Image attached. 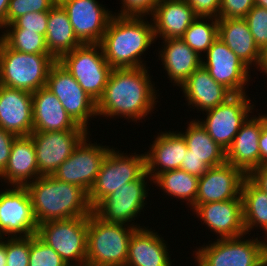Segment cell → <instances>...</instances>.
<instances>
[{
    "mask_svg": "<svg viewBox=\"0 0 267 266\" xmlns=\"http://www.w3.org/2000/svg\"><path fill=\"white\" fill-rule=\"evenodd\" d=\"M28 266H68L60 255L37 235L30 237Z\"/></svg>",
    "mask_w": 267,
    "mask_h": 266,
    "instance_id": "cell-36",
    "label": "cell"
},
{
    "mask_svg": "<svg viewBox=\"0 0 267 266\" xmlns=\"http://www.w3.org/2000/svg\"><path fill=\"white\" fill-rule=\"evenodd\" d=\"M88 133V130L32 132L29 136L36 151L38 172L42 176L53 175Z\"/></svg>",
    "mask_w": 267,
    "mask_h": 266,
    "instance_id": "cell-16",
    "label": "cell"
},
{
    "mask_svg": "<svg viewBox=\"0 0 267 266\" xmlns=\"http://www.w3.org/2000/svg\"><path fill=\"white\" fill-rule=\"evenodd\" d=\"M193 212L208 231L219 235L217 238H235L246 235L243 223L242 198L227 201L208 202L198 205Z\"/></svg>",
    "mask_w": 267,
    "mask_h": 266,
    "instance_id": "cell-19",
    "label": "cell"
},
{
    "mask_svg": "<svg viewBox=\"0 0 267 266\" xmlns=\"http://www.w3.org/2000/svg\"><path fill=\"white\" fill-rule=\"evenodd\" d=\"M57 60L51 54L23 53L0 45V85L33 93L46 87L51 67Z\"/></svg>",
    "mask_w": 267,
    "mask_h": 266,
    "instance_id": "cell-5",
    "label": "cell"
},
{
    "mask_svg": "<svg viewBox=\"0 0 267 266\" xmlns=\"http://www.w3.org/2000/svg\"><path fill=\"white\" fill-rule=\"evenodd\" d=\"M6 240L4 238H0V266H6Z\"/></svg>",
    "mask_w": 267,
    "mask_h": 266,
    "instance_id": "cell-49",
    "label": "cell"
},
{
    "mask_svg": "<svg viewBox=\"0 0 267 266\" xmlns=\"http://www.w3.org/2000/svg\"><path fill=\"white\" fill-rule=\"evenodd\" d=\"M207 20L211 22L208 23ZM218 37V18L197 17L181 39L200 56H203L202 53L205 54Z\"/></svg>",
    "mask_w": 267,
    "mask_h": 266,
    "instance_id": "cell-34",
    "label": "cell"
},
{
    "mask_svg": "<svg viewBox=\"0 0 267 266\" xmlns=\"http://www.w3.org/2000/svg\"><path fill=\"white\" fill-rule=\"evenodd\" d=\"M46 88L58 98L70 117L88 130L89 119L97 117V102L58 61L49 71Z\"/></svg>",
    "mask_w": 267,
    "mask_h": 266,
    "instance_id": "cell-11",
    "label": "cell"
},
{
    "mask_svg": "<svg viewBox=\"0 0 267 266\" xmlns=\"http://www.w3.org/2000/svg\"><path fill=\"white\" fill-rule=\"evenodd\" d=\"M122 8L117 16L146 17L153 14L156 6L162 0H120Z\"/></svg>",
    "mask_w": 267,
    "mask_h": 266,
    "instance_id": "cell-41",
    "label": "cell"
},
{
    "mask_svg": "<svg viewBox=\"0 0 267 266\" xmlns=\"http://www.w3.org/2000/svg\"><path fill=\"white\" fill-rule=\"evenodd\" d=\"M0 191V238L31 237L37 234L29 193L25 187L10 186Z\"/></svg>",
    "mask_w": 267,
    "mask_h": 266,
    "instance_id": "cell-14",
    "label": "cell"
},
{
    "mask_svg": "<svg viewBox=\"0 0 267 266\" xmlns=\"http://www.w3.org/2000/svg\"><path fill=\"white\" fill-rule=\"evenodd\" d=\"M149 68L112 69L102 97L97 101V116L131 121L145 119L158 102ZM157 95V96H156Z\"/></svg>",
    "mask_w": 267,
    "mask_h": 266,
    "instance_id": "cell-1",
    "label": "cell"
},
{
    "mask_svg": "<svg viewBox=\"0 0 267 266\" xmlns=\"http://www.w3.org/2000/svg\"><path fill=\"white\" fill-rule=\"evenodd\" d=\"M241 198L246 234L255 227L263 228L267 240V193L246 176L241 186Z\"/></svg>",
    "mask_w": 267,
    "mask_h": 266,
    "instance_id": "cell-32",
    "label": "cell"
},
{
    "mask_svg": "<svg viewBox=\"0 0 267 266\" xmlns=\"http://www.w3.org/2000/svg\"><path fill=\"white\" fill-rule=\"evenodd\" d=\"M49 12L27 13L15 19L11 24L5 25V29H25L35 31L45 37L47 32Z\"/></svg>",
    "mask_w": 267,
    "mask_h": 266,
    "instance_id": "cell-40",
    "label": "cell"
},
{
    "mask_svg": "<svg viewBox=\"0 0 267 266\" xmlns=\"http://www.w3.org/2000/svg\"><path fill=\"white\" fill-rule=\"evenodd\" d=\"M258 71L262 70L261 72L265 73L267 76V49H263L261 53V61L258 67Z\"/></svg>",
    "mask_w": 267,
    "mask_h": 266,
    "instance_id": "cell-50",
    "label": "cell"
},
{
    "mask_svg": "<svg viewBox=\"0 0 267 266\" xmlns=\"http://www.w3.org/2000/svg\"><path fill=\"white\" fill-rule=\"evenodd\" d=\"M257 44L263 50L267 47V8L254 5L244 18Z\"/></svg>",
    "mask_w": 267,
    "mask_h": 266,
    "instance_id": "cell-38",
    "label": "cell"
},
{
    "mask_svg": "<svg viewBox=\"0 0 267 266\" xmlns=\"http://www.w3.org/2000/svg\"><path fill=\"white\" fill-rule=\"evenodd\" d=\"M25 188L38 224L92 213L88 194L80 186L61 182L52 175L40 176Z\"/></svg>",
    "mask_w": 267,
    "mask_h": 266,
    "instance_id": "cell-3",
    "label": "cell"
},
{
    "mask_svg": "<svg viewBox=\"0 0 267 266\" xmlns=\"http://www.w3.org/2000/svg\"><path fill=\"white\" fill-rule=\"evenodd\" d=\"M155 186L162 188L166 195L187 201L189 207L196 201L199 177L176 169L168 170L157 175L153 180Z\"/></svg>",
    "mask_w": 267,
    "mask_h": 266,
    "instance_id": "cell-33",
    "label": "cell"
},
{
    "mask_svg": "<svg viewBox=\"0 0 267 266\" xmlns=\"http://www.w3.org/2000/svg\"><path fill=\"white\" fill-rule=\"evenodd\" d=\"M45 41L49 53L56 60L83 44L75 35L67 12L59 3L49 10Z\"/></svg>",
    "mask_w": 267,
    "mask_h": 266,
    "instance_id": "cell-30",
    "label": "cell"
},
{
    "mask_svg": "<svg viewBox=\"0 0 267 266\" xmlns=\"http://www.w3.org/2000/svg\"><path fill=\"white\" fill-rule=\"evenodd\" d=\"M18 136L0 128V174L5 170L14 140Z\"/></svg>",
    "mask_w": 267,
    "mask_h": 266,
    "instance_id": "cell-44",
    "label": "cell"
},
{
    "mask_svg": "<svg viewBox=\"0 0 267 266\" xmlns=\"http://www.w3.org/2000/svg\"><path fill=\"white\" fill-rule=\"evenodd\" d=\"M255 5L267 8V0H255Z\"/></svg>",
    "mask_w": 267,
    "mask_h": 266,
    "instance_id": "cell-51",
    "label": "cell"
},
{
    "mask_svg": "<svg viewBox=\"0 0 267 266\" xmlns=\"http://www.w3.org/2000/svg\"><path fill=\"white\" fill-rule=\"evenodd\" d=\"M40 176L42 175L38 172L32 138L18 136L13 142L7 166L0 174V180L12 187H25Z\"/></svg>",
    "mask_w": 267,
    "mask_h": 266,
    "instance_id": "cell-26",
    "label": "cell"
},
{
    "mask_svg": "<svg viewBox=\"0 0 267 266\" xmlns=\"http://www.w3.org/2000/svg\"><path fill=\"white\" fill-rule=\"evenodd\" d=\"M209 168L210 167L206 163L202 162L199 158L192 156L189 150H187L184 161L181 162L180 167L181 170H184L197 177H202Z\"/></svg>",
    "mask_w": 267,
    "mask_h": 266,
    "instance_id": "cell-45",
    "label": "cell"
},
{
    "mask_svg": "<svg viewBox=\"0 0 267 266\" xmlns=\"http://www.w3.org/2000/svg\"><path fill=\"white\" fill-rule=\"evenodd\" d=\"M109 150V146L91 143L88 133L52 176L61 182L80 186L88 194Z\"/></svg>",
    "mask_w": 267,
    "mask_h": 266,
    "instance_id": "cell-13",
    "label": "cell"
},
{
    "mask_svg": "<svg viewBox=\"0 0 267 266\" xmlns=\"http://www.w3.org/2000/svg\"><path fill=\"white\" fill-rule=\"evenodd\" d=\"M67 12L77 38L83 43H100L113 17L97 0H58Z\"/></svg>",
    "mask_w": 267,
    "mask_h": 266,
    "instance_id": "cell-17",
    "label": "cell"
},
{
    "mask_svg": "<svg viewBox=\"0 0 267 266\" xmlns=\"http://www.w3.org/2000/svg\"><path fill=\"white\" fill-rule=\"evenodd\" d=\"M36 235L56 251L68 266L86 264L88 217L39 224Z\"/></svg>",
    "mask_w": 267,
    "mask_h": 266,
    "instance_id": "cell-8",
    "label": "cell"
},
{
    "mask_svg": "<svg viewBox=\"0 0 267 266\" xmlns=\"http://www.w3.org/2000/svg\"><path fill=\"white\" fill-rule=\"evenodd\" d=\"M57 61L94 101L102 97L113 68L106 61L99 43L82 44Z\"/></svg>",
    "mask_w": 267,
    "mask_h": 266,
    "instance_id": "cell-7",
    "label": "cell"
},
{
    "mask_svg": "<svg viewBox=\"0 0 267 266\" xmlns=\"http://www.w3.org/2000/svg\"><path fill=\"white\" fill-rule=\"evenodd\" d=\"M257 115L247 118L226 150V162L239 168L246 176L260 166L261 115Z\"/></svg>",
    "mask_w": 267,
    "mask_h": 266,
    "instance_id": "cell-21",
    "label": "cell"
},
{
    "mask_svg": "<svg viewBox=\"0 0 267 266\" xmlns=\"http://www.w3.org/2000/svg\"><path fill=\"white\" fill-rule=\"evenodd\" d=\"M216 239L193 251L197 266H263L267 258V240L246 238Z\"/></svg>",
    "mask_w": 267,
    "mask_h": 266,
    "instance_id": "cell-6",
    "label": "cell"
},
{
    "mask_svg": "<svg viewBox=\"0 0 267 266\" xmlns=\"http://www.w3.org/2000/svg\"><path fill=\"white\" fill-rule=\"evenodd\" d=\"M0 29L2 30L1 27H0ZM1 42H2V35L0 36V45H1Z\"/></svg>",
    "mask_w": 267,
    "mask_h": 266,
    "instance_id": "cell-53",
    "label": "cell"
},
{
    "mask_svg": "<svg viewBox=\"0 0 267 266\" xmlns=\"http://www.w3.org/2000/svg\"><path fill=\"white\" fill-rule=\"evenodd\" d=\"M255 0H221L219 18H245Z\"/></svg>",
    "mask_w": 267,
    "mask_h": 266,
    "instance_id": "cell-42",
    "label": "cell"
},
{
    "mask_svg": "<svg viewBox=\"0 0 267 266\" xmlns=\"http://www.w3.org/2000/svg\"><path fill=\"white\" fill-rule=\"evenodd\" d=\"M248 177L264 192L267 193V164L254 169Z\"/></svg>",
    "mask_w": 267,
    "mask_h": 266,
    "instance_id": "cell-47",
    "label": "cell"
},
{
    "mask_svg": "<svg viewBox=\"0 0 267 266\" xmlns=\"http://www.w3.org/2000/svg\"><path fill=\"white\" fill-rule=\"evenodd\" d=\"M132 154L124 155L113 147L109 150L88 192L92 209L116 189L139 179L146 172V154Z\"/></svg>",
    "mask_w": 267,
    "mask_h": 266,
    "instance_id": "cell-9",
    "label": "cell"
},
{
    "mask_svg": "<svg viewBox=\"0 0 267 266\" xmlns=\"http://www.w3.org/2000/svg\"><path fill=\"white\" fill-rule=\"evenodd\" d=\"M187 126L185 132L179 133L185 139L192 156H196L209 167L226 162V151L210 137L198 120L192 119Z\"/></svg>",
    "mask_w": 267,
    "mask_h": 266,
    "instance_id": "cell-31",
    "label": "cell"
},
{
    "mask_svg": "<svg viewBox=\"0 0 267 266\" xmlns=\"http://www.w3.org/2000/svg\"><path fill=\"white\" fill-rule=\"evenodd\" d=\"M33 132L86 130L66 112L58 98L46 87L32 93Z\"/></svg>",
    "mask_w": 267,
    "mask_h": 266,
    "instance_id": "cell-23",
    "label": "cell"
},
{
    "mask_svg": "<svg viewBox=\"0 0 267 266\" xmlns=\"http://www.w3.org/2000/svg\"><path fill=\"white\" fill-rule=\"evenodd\" d=\"M0 128L16 136L33 132L31 92L0 85Z\"/></svg>",
    "mask_w": 267,
    "mask_h": 266,
    "instance_id": "cell-20",
    "label": "cell"
},
{
    "mask_svg": "<svg viewBox=\"0 0 267 266\" xmlns=\"http://www.w3.org/2000/svg\"><path fill=\"white\" fill-rule=\"evenodd\" d=\"M168 131L158 133L145 153L146 172L152 180L162 172L180 169L188 150L186 141L179 132Z\"/></svg>",
    "mask_w": 267,
    "mask_h": 266,
    "instance_id": "cell-22",
    "label": "cell"
},
{
    "mask_svg": "<svg viewBox=\"0 0 267 266\" xmlns=\"http://www.w3.org/2000/svg\"><path fill=\"white\" fill-rule=\"evenodd\" d=\"M260 166L267 164V114H261V134L259 137Z\"/></svg>",
    "mask_w": 267,
    "mask_h": 266,
    "instance_id": "cell-46",
    "label": "cell"
},
{
    "mask_svg": "<svg viewBox=\"0 0 267 266\" xmlns=\"http://www.w3.org/2000/svg\"><path fill=\"white\" fill-rule=\"evenodd\" d=\"M180 87L188 106L202 112L215 108L234 95L224 85L217 83L203 66L196 69Z\"/></svg>",
    "mask_w": 267,
    "mask_h": 266,
    "instance_id": "cell-24",
    "label": "cell"
},
{
    "mask_svg": "<svg viewBox=\"0 0 267 266\" xmlns=\"http://www.w3.org/2000/svg\"><path fill=\"white\" fill-rule=\"evenodd\" d=\"M198 17L219 18L221 0H187Z\"/></svg>",
    "mask_w": 267,
    "mask_h": 266,
    "instance_id": "cell-43",
    "label": "cell"
},
{
    "mask_svg": "<svg viewBox=\"0 0 267 266\" xmlns=\"http://www.w3.org/2000/svg\"><path fill=\"white\" fill-rule=\"evenodd\" d=\"M148 179L152 181L145 172L139 179L126 183L100 201L92 212L103 221L129 225V222L134 221L147 205Z\"/></svg>",
    "mask_w": 267,
    "mask_h": 266,
    "instance_id": "cell-12",
    "label": "cell"
},
{
    "mask_svg": "<svg viewBox=\"0 0 267 266\" xmlns=\"http://www.w3.org/2000/svg\"><path fill=\"white\" fill-rule=\"evenodd\" d=\"M245 177L239 168L228 162L210 167L199 177L196 201L190 208L194 210L198 205L208 202L241 198V186Z\"/></svg>",
    "mask_w": 267,
    "mask_h": 266,
    "instance_id": "cell-18",
    "label": "cell"
},
{
    "mask_svg": "<svg viewBox=\"0 0 267 266\" xmlns=\"http://www.w3.org/2000/svg\"><path fill=\"white\" fill-rule=\"evenodd\" d=\"M10 0H0V27L7 25V10Z\"/></svg>",
    "mask_w": 267,
    "mask_h": 266,
    "instance_id": "cell-48",
    "label": "cell"
},
{
    "mask_svg": "<svg viewBox=\"0 0 267 266\" xmlns=\"http://www.w3.org/2000/svg\"><path fill=\"white\" fill-rule=\"evenodd\" d=\"M58 0H10L7 10V25L18 17L33 12H49Z\"/></svg>",
    "mask_w": 267,
    "mask_h": 266,
    "instance_id": "cell-37",
    "label": "cell"
},
{
    "mask_svg": "<svg viewBox=\"0 0 267 266\" xmlns=\"http://www.w3.org/2000/svg\"><path fill=\"white\" fill-rule=\"evenodd\" d=\"M142 228L106 222L93 212L88 216L87 257L88 266H125L128 258L129 241L133 233Z\"/></svg>",
    "mask_w": 267,
    "mask_h": 266,
    "instance_id": "cell-4",
    "label": "cell"
},
{
    "mask_svg": "<svg viewBox=\"0 0 267 266\" xmlns=\"http://www.w3.org/2000/svg\"><path fill=\"white\" fill-rule=\"evenodd\" d=\"M6 266H28L30 237H6Z\"/></svg>",
    "mask_w": 267,
    "mask_h": 266,
    "instance_id": "cell-39",
    "label": "cell"
},
{
    "mask_svg": "<svg viewBox=\"0 0 267 266\" xmlns=\"http://www.w3.org/2000/svg\"><path fill=\"white\" fill-rule=\"evenodd\" d=\"M2 41L11 49L31 54H50L45 37L25 29H2Z\"/></svg>",
    "mask_w": 267,
    "mask_h": 266,
    "instance_id": "cell-35",
    "label": "cell"
},
{
    "mask_svg": "<svg viewBox=\"0 0 267 266\" xmlns=\"http://www.w3.org/2000/svg\"><path fill=\"white\" fill-rule=\"evenodd\" d=\"M203 58L202 66L217 83L224 85L233 94L246 93L245 86L251 79V75L248 74L250 69L219 37Z\"/></svg>",
    "mask_w": 267,
    "mask_h": 266,
    "instance_id": "cell-15",
    "label": "cell"
},
{
    "mask_svg": "<svg viewBox=\"0 0 267 266\" xmlns=\"http://www.w3.org/2000/svg\"><path fill=\"white\" fill-rule=\"evenodd\" d=\"M146 19L117 15L111 18L99 44L113 69L146 67L141 56L156 41L153 22Z\"/></svg>",
    "mask_w": 267,
    "mask_h": 266,
    "instance_id": "cell-2",
    "label": "cell"
},
{
    "mask_svg": "<svg viewBox=\"0 0 267 266\" xmlns=\"http://www.w3.org/2000/svg\"><path fill=\"white\" fill-rule=\"evenodd\" d=\"M158 54L166 74L174 86H179L199 67L202 57L190 48L181 38L164 39ZM173 81V82H172Z\"/></svg>",
    "mask_w": 267,
    "mask_h": 266,
    "instance_id": "cell-29",
    "label": "cell"
},
{
    "mask_svg": "<svg viewBox=\"0 0 267 266\" xmlns=\"http://www.w3.org/2000/svg\"><path fill=\"white\" fill-rule=\"evenodd\" d=\"M155 39L181 38L198 17L187 0H162L151 15Z\"/></svg>",
    "mask_w": 267,
    "mask_h": 266,
    "instance_id": "cell-25",
    "label": "cell"
},
{
    "mask_svg": "<svg viewBox=\"0 0 267 266\" xmlns=\"http://www.w3.org/2000/svg\"><path fill=\"white\" fill-rule=\"evenodd\" d=\"M247 93L234 94L226 102L207 110L204 120L197 119L210 137L225 151L230 147L242 124L253 113ZM249 98V99H248ZM206 119V120H205Z\"/></svg>",
    "mask_w": 267,
    "mask_h": 266,
    "instance_id": "cell-10",
    "label": "cell"
},
{
    "mask_svg": "<svg viewBox=\"0 0 267 266\" xmlns=\"http://www.w3.org/2000/svg\"><path fill=\"white\" fill-rule=\"evenodd\" d=\"M263 266H267V258L265 259Z\"/></svg>",
    "mask_w": 267,
    "mask_h": 266,
    "instance_id": "cell-52",
    "label": "cell"
},
{
    "mask_svg": "<svg viewBox=\"0 0 267 266\" xmlns=\"http://www.w3.org/2000/svg\"><path fill=\"white\" fill-rule=\"evenodd\" d=\"M218 35L249 69L252 65L259 67L262 50L244 18H218Z\"/></svg>",
    "mask_w": 267,
    "mask_h": 266,
    "instance_id": "cell-28",
    "label": "cell"
},
{
    "mask_svg": "<svg viewBox=\"0 0 267 266\" xmlns=\"http://www.w3.org/2000/svg\"><path fill=\"white\" fill-rule=\"evenodd\" d=\"M143 227L130 238L125 266H172L167 242L151 228Z\"/></svg>",
    "mask_w": 267,
    "mask_h": 266,
    "instance_id": "cell-27",
    "label": "cell"
}]
</instances>
